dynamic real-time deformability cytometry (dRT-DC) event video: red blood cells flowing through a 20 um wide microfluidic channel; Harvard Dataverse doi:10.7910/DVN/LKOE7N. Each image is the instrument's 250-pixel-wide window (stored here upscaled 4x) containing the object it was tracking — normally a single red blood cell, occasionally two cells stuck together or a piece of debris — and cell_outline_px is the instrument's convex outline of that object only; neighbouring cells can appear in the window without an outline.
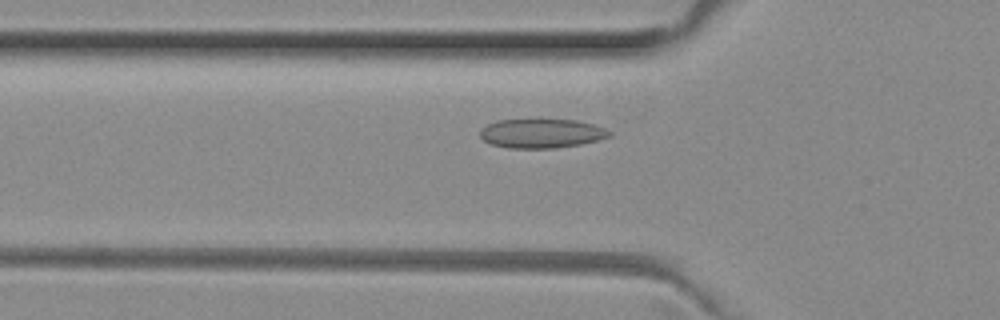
{"species": "common noctule bat (a hibernating species)", "species_latin": "Nyctalus noctula", "temperature_condition": "room temperature", "stored_images_in_passage": 50, "camera_frame_rate_fps": 3000, "um_per_image_px": 0.085, "animal": {"sex": "female", "body_mass_g": 29.2, "forearm_length_mm": 56.3}, "frame": {"image": 1, "passage_image": 16, "time_ms": 5.0, "image_size_px": [1000, 320], "cell_outline_px": [[612, 136], [580, 144], [552, 148], [508, 148], [492, 144], [484, 140], [480, 136], [480, 128], [496, 120], [536, 116], [576, 120], [592, 124], [604, 128], [612, 132]], "centroid_in_image_um": [45.99, 11.28], "position_along_channel_um": 79.8, "area_um2": 22.95}}
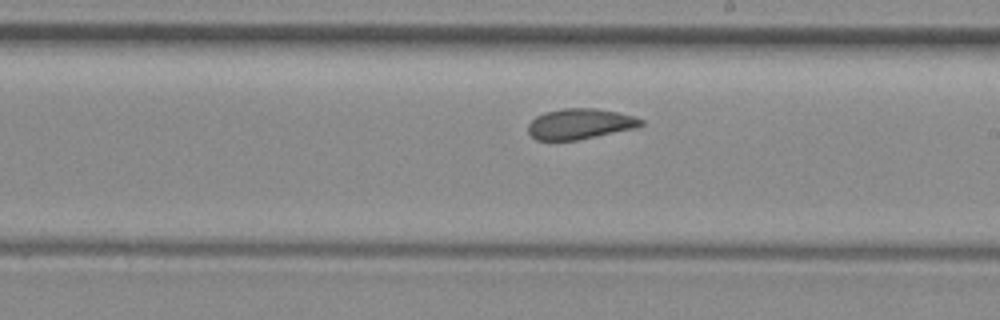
{"frame": {"image": 2, "passage_image": 28, "time_ms": 9.0, "image_size_px": [1000, 320], "cell_outline_px": [[644, 124], [636, 128], [576, 140], [536, 140], [528, 132], [528, 124], [536, 116], [544, 112], [564, 108], [596, 108], [616, 112], [632, 116], [644, 120]], "centroid_in_image_um": [49.28, 10.53], "position_along_channel_um": 239.7, "area_um2": 20.0}}
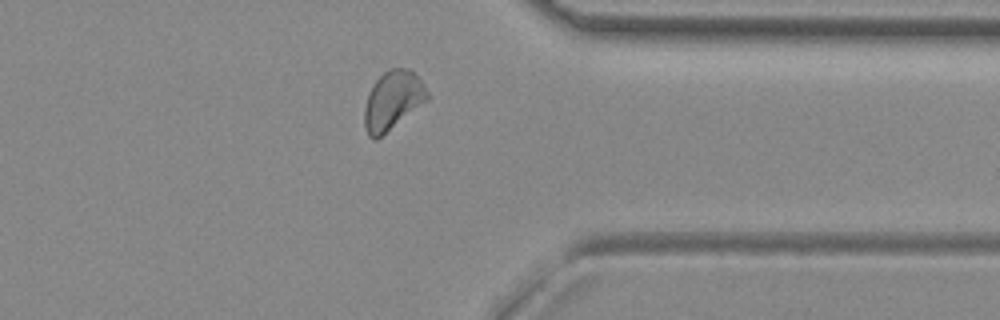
{"frame": {"image": 3, "passage_image": 39, "time_ms": 12.667, "image_size_px": [1000, 320], "cell_outline_px": [[432, 96], [428, 100], [376, 140], [372, 140], [368, 136], [364, 128], [364, 108], [372, 84], [388, 68], [408, 68], [424, 84]], "centroid_in_image_um": [33.38, 8.54], "position_along_channel_um": 378.0, "area_um2": 21.62}, "authors_computed_cell_mechanics": {"area_um2": 21.2704, "velocity_mm_per_s": 3.998, "shape_relaxation_time_tau1_ms": null, "shape_relaxation_time_tau2_ms": 1.2913, "deformation_change_tau1": null, "deformation_change_tau2": 0.0583}}